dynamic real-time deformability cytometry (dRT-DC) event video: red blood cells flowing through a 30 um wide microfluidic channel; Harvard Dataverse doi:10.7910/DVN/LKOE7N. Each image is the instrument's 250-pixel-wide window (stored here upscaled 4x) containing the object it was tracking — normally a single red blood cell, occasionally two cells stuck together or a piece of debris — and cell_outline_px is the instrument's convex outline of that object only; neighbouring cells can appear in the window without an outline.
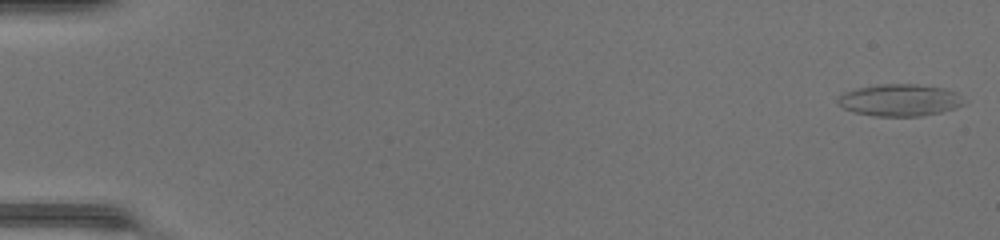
{"species": "common noctule bat (a hibernating species)", "species_latin": "Nyctalus noctula", "temperature_condition": "warm", "stored_images_in_passage": 47, "camera_frame_rate_fps": 3000, "um_per_image_px": 0.085, "animal": {"sex": "female", "body_mass_g": 17.0, "forearm_length_mm": 48.0}, "frame": {"image": 1, "passage_image": 1, "time_ms": 0.0, "image_size_px": [1000, 240], "cell_outline_px": [[964, 104], [940, 112], [920, 116], [876, 116], [856, 112], [844, 108], [836, 100], [840, 96], [848, 92], [860, 88], [880, 84], [912, 84], [940, 88], [956, 92]], "centroid_in_image_um": [76.47, 8.52], "position_along_channel_um": 8.5, "area_um2": 22.72}}
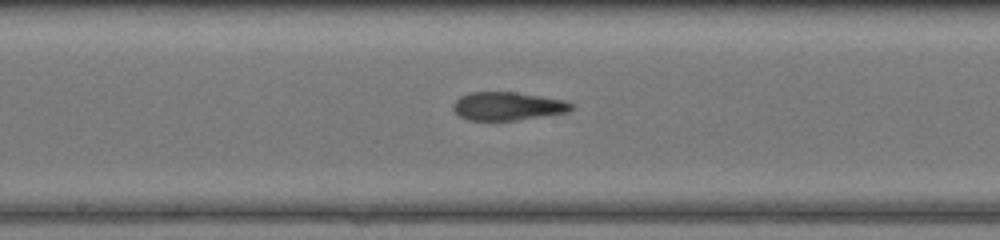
{"frame": {"image": 2, "passage_image": 27, "time_ms": 8.667, "image_size_px": [1000, 240], "cell_outline_px": [[572, 108], [568, 112], [516, 120], [468, 120], [460, 116], [452, 108], [452, 104], [460, 96], [468, 92], [516, 92], [564, 100], [572, 104]], "centroid_in_image_um": [43.11, 9.02], "position_along_channel_um": 205.1, "area_um2": 19.36}}
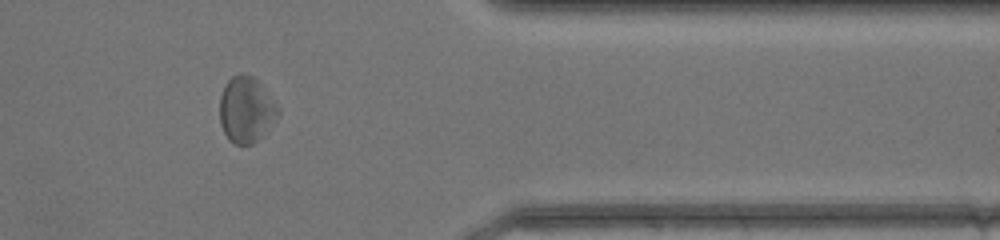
{"frame": {"image": 3, "passage_image": 41, "time_ms": 13.333, "image_size_px": [1000, 240], "cell_outline_px": [[280, 112], [260, 136], [252, 144], [232, 144], [228, 140], [220, 124], [220, 96], [224, 84], [232, 76], [240, 72], [252, 76], [256, 80]], "centroid_in_image_um": [20.84, 9.32], "position_along_channel_um": 390.6, "area_um2": 21.73}, "authors_computed_cell_mechanics": {"area_um2": 20.808, "velocity_mm_per_s": 4.3043, "shape_relaxation_time_tau1_ms": null, "shape_relaxation_time_tau2_ms": 1.9517, "deformation_change_tau1": null, "deformation_change_tau2": 0.1012}}